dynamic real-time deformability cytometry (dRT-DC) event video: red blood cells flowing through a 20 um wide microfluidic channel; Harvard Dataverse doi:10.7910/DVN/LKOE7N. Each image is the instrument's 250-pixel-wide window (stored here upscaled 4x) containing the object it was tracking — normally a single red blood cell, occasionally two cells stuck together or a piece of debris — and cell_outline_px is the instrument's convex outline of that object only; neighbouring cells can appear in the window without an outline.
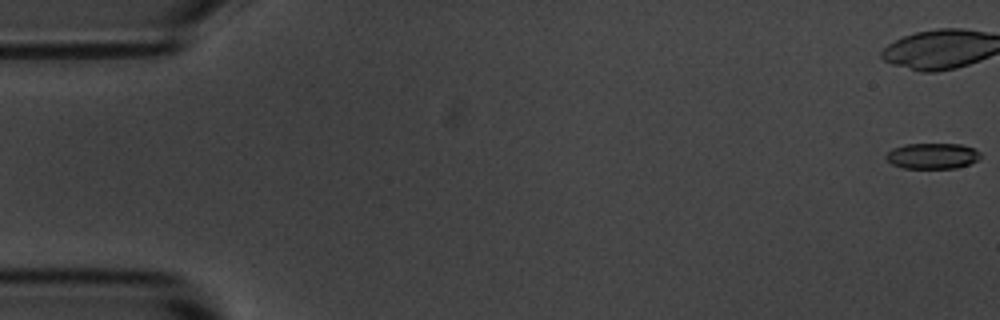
{"species": "common noctule bat (a hibernating species)", "species_latin": "Nyctalus noctula", "temperature_condition": "room temperature", "stored_images_in_passage": 57, "camera_frame_rate_fps": 3000, "um_per_image_px": 0.085, "animal": {"sex": "male", "body_mass_g": 20.1, "forearm_length_mm": 53.5}, "frame": {"image": 1, "passage_image": 1, "time_ms": 0.0, "image_size_px": [1000, 320], "cell_outline_px": [[980, 156], [976, 160], [968, 164], [956, 168], [904, 168], [892, 164], [884, 156], [892, 148], [904, 144], [960, 144], [972, 148], [980, 152]], "centroid_in_image_um": [79.22, 13.25], "position_along_channel_um": 5.8, "area_um2": 14.05}}